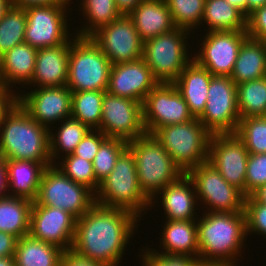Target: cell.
<instances>
[{
  "instance_id": "obj_15",
  "label": "cell",
  "mask_w": 266,
  "mask_h": 266,
  "mask_svg": "<svg viewBox=\"0 0 266 266\" xmlns=\"http://www.w3.org/2000/svg\"><path fill=\"white\" fill-rule=\"evenodd\" d=\"M108 138H117L126 142L143 136L142 103L104 93L102 100L101 125L98 129Z\"/></svg>"
},
{
  "instance_id": "obj_45",
  "label": "cell",
  "mask_w": 266,
  "mask_h": 266,
  "mask_svg": "<svg viewBox=\"0 0 266 266\" xmlns=\"http://www.w3.org/2000/svg\"><path fill=\"white\" fill-rule=\"evenodd\" d=\"M247 35L253 39L266 41V5L256 9L247 17Z\"/></svg>"
},
{
  "instance_id": "obj_31",
  "label": "cell",
  "mask_w": 266,
  "mask_h": 266,
  "mask_svg": "<svg viewBox=\"0 0 266 266\" xmlns=\"http://www.w3.org/2000/svg\"><path fill=\"white\" fill-rule=\"evenodd\" d=\"M203 22L208 32L247 31V17L226 0H205Z\"/></svg>"
},
{
  "instance_id": "obj_55",
  "label": "cell",
  "mask_w": 266,
  "mask_h": 266,
  "mask_svg": "<svg viewBox=\"0 0 266 266\" xmlns=\"http://www.w3.org/2000/svg\"><path fill=\"white\" fill-rule=\"evenodd\" d=\"M11 5V0H0V19L4 16Z\"/></svg>"
},
{
  "instance_id": "obj_51",
  "label": "cell",
  "mask_w": 266,
  "mask_h": 266,
  "mask_svg": "<svg viewBox=\"0 0 266 266\" xmlns=\"http://www.w3.org/2000/svg\"><path fill=\"white\" fill-rule=\"evenodd\" d=\"M0 102H16V94L11 92L0 76Z\"/></svg>"
},
{
  "instance_id": "obj_34",
  "label": "cell",
  "mask_w": 266,
  "mask_h": 266,
  "mask_svg": "<svg viewBox=\"0 0 266 266\" xmlns=\"http://www.w3.org/2000/svg\"><path fill=\"white\" fill-rule=\"evenodd\" d=\"M105 92H72L71 117L86 124L91 130H98L101 125L102 100Z\"/></svg>"
},
{
  "instance_id": "obj_53",
  "label": "cell",
  "mask_w": 266,
  "mask_h": 266,
  "mask_svg": "<svg viewBox=\"0 0 266 266\" xmlns=\"http://www.w3.org/2000/svg\"><path fill=\"white\" fill-rule=\"evenodd\" d=\"M251 196L257 202L266 204V184L262 185L256 191H254Z\"/></svg>"
},
{
  "instance_id": "obj_46",
  "label": "cell",
  "mask_w": 266,
  "mask_h": 266,
  "mask_svg": "<svg viewBox=\"0 0 266 266\" xmlns=\"http://www.w3.org/2000/svg\"><path fill=\"white\" fill-rule=\"evenodd\" d=\"M18 240L13 234L0 231V258L14 257Z\"/></svg>"
},
{
  "instance_id": "obj_52",
  "label": "cell",
  "mask_w": 266,
  "mask_h": 266,
  "mask_svg": "<svg viewBox=\"0 0 266 266\" xmlns=\"http://www.w3.org/2000/svg\"><path fill=\"white\" fill-rule=\"evenodd\" d=\"M266 5V0H247V17L256 9Z\"/></svg>"
},
{
  "instance_id": "obj_19",
  "label": "cell",
  "mask_w": 266,
  "mask_h": 266,
  "mask_svg": "<svg viewBox=\"0 0 266 266\" xmlns=\"http://www.w3.org/2000/svg\"><path fill=\"white\" fill-rule=\"evenodd\" d=\"M76 218L58 208L38 205L33 201L30 213L29 235L37 240L51 243L70 251L72 248Z\"/></svg>"
},
{
  "instance_id": "obj_39",
  "label": "cell",
  "mask_w": 266,
  "mask_h": 266,
  "mask_svg": "<svg viewBox=\"0 0 266 266\" xmlns=\"http://www.w3.org/2000/svg\"><path fill=\"white\" fill-rule=\"evenodd\" d=\"M62 160L61 164L54 165L77 184L86 186L94 194L97 192L100 183L96 180L92 162L73 154L63 157Z\"/></svg>"
},
{
  "instance_id": "obj_10",
  "label": "cell",
  "mask_w": 266,
  "mask_h": 266,
  "mask_svg": "<svg viewBox=\"0 0 266 266\" xmlns=\"http://www.w3.org/2000/svg\"><path fill=\"white\" fill-rule=\"evenodd\" d=\"M191 178L197 200L208 205V212H243L246 196L229 184L208 161L187 172ZM210 210V211H209Z\"/></svg>"
},
{
  "instance_id": "obj_20",
  "label": "cell",
  "mask_w": 266,
  "mask_h": 266,
  "mask_svg": "<svg viewBox=\"0 0 266 266\" xmlns=\"http://www.w3.org/2000/svg\"><path fill=\"white\" fill-rule=\"evenodd\" d=\"M158 83L145 60L140 58L112 65L107 92L143 104L146 96Z\"/></svg>"
},
{
  "instance_id": "obj_54",
  "label": "cell",
  "mask_w": 266,
  "mask_h": 266,
  "mask_svg": "<svg viewBox=\"0 0 266 266\" xmlns=\"http://www.w3.org/2000/svg\"><path fill=\"white\" fill-rule=\"evenodd\" d=\"M229 4L236 7L247 17V0H226Z\"/></svg>"
},
{
  "instance_id": "obj_33",
  "label": "cell",
  "mask_w": 266,
  "mask_h": 266,
  "mask_svg": "<svg viewBox=\"0 0 266 266\" xmlns=\"http://www.w3.org/2000/svg\"><path fill=\"white\" fill-rule=\"evenodd\" d=\"M237 107L240 119L266 116V77L237 85Z\"/></svg>"
},
{
  "instance_id": "obj_7",
  "label": "cell",
  "mask_w": 266,
  "mask_h": 266,
  "mask_svg": "<svg viewBox=\"0 0 266 266\" xmlns=\"http://www.w3.org/2000/svg\"><path fill=\"white\" fill-rule=\"evenodd\" d=\"M75 38V39H74ZM70 41L67 87L71 92L106 91L112 64L90 37Z\"/></svg>"
},
{
  "instance_id": "obj_2",
  "label": "cell",
  "mask_w": 266,
  "mask_h": 266,
  "mask_svg": "<svg viewBox=\"0 0 266 266\" xmlns=\"http://www.w3.org/2000/svg\"><path fill=\"white\" fill-rule=\"evenodd\" d=\"M197 219L198 258L203 266H236L247 237L245 212H204Z\"/></svg>"
},
{
  "instance_id": "obj_40",
  "label": "cell",
  "mask_w": 266,
  "mask_h": 266,
  "mask_svg": "<svg viewBox=\"0 0 266 266\" xmlns=\"http://www.w3.org/2000/svg\"><path fill=\"white\" fill-rule=\"evenodd\" d=\"M127 149V142L117 138H106L93 160L96 180L100 183L113 170L119 156Z\"/></svg>"
},
{
  "instance_id": "obj_42",
  "label": "cell",
  "mask_w": 266,
  "mask_h": 266,
  "mask_svg": "<svg viewBox=\"0 0 266 266\" xmlns=\"http://www.w3.org/2000/svg\"><path fill=\"white\" fill-rule=\"evenodd\" d=\"M264 184H266V153H249L246 168L245 196H250Z\"/></svg>"
},
{
  "instance_id": "obj_17",
  "label": "cell",
  "mask_w": 266,
  "mask_h": 266,
  "mask_svg": "<svg viewBox=\"0 0 266 266\" xmlns=\"http://www.w3.org/2000/svg\"><path fill=\"white\" fill-rule=\"evenodd\" d=\"M248 155L243 141L235 133L212 134L208 162L244 195Z\"/></svg>"
},
{
  "instance_id": "obj_28",
  "label": "cell",
  "mask_w": 266,
  "mask_h": 266,
  "mask_svg": "<svg viewBox=\"0 0 266 266\" xmlns=\"http://www.w3.org/2000/svg\"><path fill=\"white\" fill-rule=\"evenodd\" d=\"M197 220H166L161 233L163 254L189 255L198 258Z\"/></svg>"
},
{
  "instance_id": "obj_48",
  "label": "cell",
  "mask_w": 266,
  "mask_h": 266,
  "mask_svg": "<svg viewBox=\"0 0 266 266\" xmlns=\"http://www.w3.org/2000/svg\"><path fill=\"white\" fill-rule=\"evenodd\" d=\"M70 2V0H11L13 6H18L22 8L38 5H55Z\"/></svg>"
},
{
  "instance_id": "obj_11",
  "label": "cell",
  "mask_w": 266,
  "mask_h": 266,
  "mask_svg": "<svg viewBox=\"0 0 266 266\" xmlns=\"http://www.w3.org/2000/svg\"><path fill=\"white\" fill-rule=\"evenodd\" d=\"M198 120L211 134L236 133L240 120L237 85L230 76L211 78L206 107Z\"/></svg>"
},
{
  "instance_id": "obj_4",
  "label": "cell",
  "mask_w": 266,
  "mask_h": 266,
  "mask_svg": "<svg viewBox=\"0 0 266 266\" xmlns=\"http://www.w3.org/2000/svg\"><path fill=\"white\" fill-rule=\"evenodd\" d=\"M127 148L134 156L138 183L150 205L158 192L184 174L153 134L127 142Z\"/></svg>"
},
{
  "instance_id": "obj_21",
  "label": "cell",
  "mask_w": 266,
  "mask_h": 266,
  "mask_svg": "<svg viewBox=\"0 0 266 266\" xmlns=\"http://www.w3.org/2000/svg\"><path fill=\"white\" fill-rule=\"evenodd\" d=\"M70 41L40 48L36 54L33 78L28 85L59 87L67 85Z\"/></svg>"
},
{
  "instance_id": "obj_44",
  "label": "cell",
  "mask_w": 266,
  "mask_h": 266,
  "mask_svg": "<svg viewBox=\"0 0 266 266\" xmlns=\"http://www.w3.org/2000/svg\"><path fill=\"white\" fill-rule=\"evenodd\" d=\"M106 138L107 136L102 131L91 130L83 137L72 154L93 162L101 143Z\"/></svg>"
},
{
  "instance_id": "obj_32",
  "label": "cell",
  "mask_w": 266,
  "mask_h": 266,
  "mask_svg": "<svg viewBox=\"0 0 266 266\" xmlns=\"http://www.w3.org/2000/svg\"><path fill=\"white\" fill-rule=\"evenodd\" d=\"M62 123L56 135H53L49 129V152L52 164H56V158L60 159L58 155L61 151L66 156L72 154L83 137L91 131L86 124L72 117L64 119Z\"/></svg>"
},
{
  "instance_id": "obj_56",
  "label": "cell",
  "mask_w": 266,
  "mask_h": 266,
  "mask_svg": "<svg viewBox=\"0 0 266 266\" xmlns=\"http://www.w3.org/2000/svg\"><path fill=\"white\" fill-rule=\"evenodd\" d=\"M15 102H0V125L4 114L10 109Z\"/></svg>"
},
{
  "instance_id": "obj_43",
  "label": "cell",
  "mask_w": 266,
  "mask_h": 266,
  "mask_svg": "<svg viewBox=\"0 0 266 266\" xmlns=\"http://www.w3.org/2000/svg\"><path fill=\"white\" fill-rule=\"evenodd\" d=\"M244 212L247 235L257 233L266 236V204L257 202L251 195L246 196Z\"/></svg>"
},
{
  "instance_id": "obj_50",
  "label": "cell",
  "mask_w": 266,
  "mask_h": 266,
  "mask_svg": "<svg viewBox=\"0 0 266 266\" xmlns=\"http://www.w3.org/2000/svg\"><path fill=\"white\" fill-rule=\"evenodd\" d=\"M7 169L3 160H0V198L8 196ZM7 192V193H6Z\"/></svg>"
},
{
  "instance_id": "obj_3",
  "label": "cell",
  "mask_w": 266,
  "mask_h": 266,
  "mask_svg": "<svg viewBox=\"0 0 266 266\" xmlns=\"http://www.w3.org/2000/svg\"><path fill=\"white\" fill-rule=\"evenodd\" d=\"M40 125L16 101L0 125V160H30L52 163L49 129Z\"/></svg>"
},
{
  "instance_id": "obj_8",
  "label": "cell",
  "mask_w": 266,
  "mask_h": 266,
  "mask_svg": "<svg viewBox=\"0 0 266 266\" xmlns=\"http://www.w3.org/2000/svg\"><path fill=\"white\" fill-rule=\"evenodd\" d=\"M189 33L176 27L144 41L143 59L159 83H173L191 61L185 40Z\"/></svg>"
},
{
  "instance_id": "obj_29",
  "label": "cell",
  "mask_w": 266,
  "mask_h": 266,
  "mask_svg": "<svg viewBox=\"0 0 266 266\" xmlns=\"http://www.w3.org/2000/svg\"><path fill=\"white\" fill-rule=\"evenodd\" d=\"M63 253L56 245L26 235L18 240L14 260L16 266H60Z\"/></svg>"
},
{
  "instance_id": "obj_37",
  "label": "cell",
  "mask_w": 266,
  "mask_h": 266,
  "mask_svg": "<svg viewBox=\"0 0 266 266\" xmlns=\"http://www.w3.org/2000/svg\"><path fill=\"white\" fill-rule=\"evenodd\" d=\"M177 28L186 31L196 29L201 24L205 0H165Z\"/></svg>"
},
{
  "instance_id": "obj_35",
  "label": "cell",
  "mask_w": 266,
  "mask_h": 266,
  "mask_svg": "<svg viewBox=\"0 0 266 266\" xmlns=\"http://www.w3.org/2000/svg\"><path fill=\"white\" fill-rule=\"evenodd\" d=\"M83 15L88 21L77 31L76 36L90 37L99 28L108 25L122 16L114 0H81Z\"/></svg>"
},
{
  "instance_id": "obj_47",
  "label": "cell",
  "mask_w": 266,
  "mask_h": 266,
  "mask_svg": "<svg viewBox=\"0 0 266 266\" xmlns=\"http://www.w3.org/2000/svg\"><path fill=\"white\" fill-rule=\"evenodd\" d=\"M60 266H107V265L77 256L74 252L70 250V251H64V253L62 254Z\"/></svg>"
},
{
  "instance_id": "obj_22",
  "label": "cell",
  "mask_w": 266,
  "mask_h": 266,
  "mask_svg": "<svg viewBox=\"0 0 266 266\" xmlns=\"http://www.w3.org/2000/svg\"><path fill=\"white\" fill-rule=\"evenodd\" d=\"M192 185V186H191ZM194 189V190H193ZM156 197L161 198L165 217L167 220H195L194 214L198 204L195 187L187 173L168 184ZM160 195V196H158Z\"/></svg>"
},
{
  "instance_id": "obj_9",
  "label": "cell",
  "mask_w": 266,
  "mask_h": 266,
  "mask_svg": "<svg viewBox=\"0 0 266 266\" xmlns=\"http://www.w3.org/2000/svg\"><path fill=\"white\" fill-rule=\"evenodd\" d=\"M35 202L62 209L78 219L95 204V194L86 186L68 178L52 164L43 172Z\"/></svg>"
},
{
  "instance_id": "obj_25",
  "label": "cell",
  "mask_w": 266,
  "mask_h": 266,
  "mask_svg": "<svg viewBox=\"0 0 266 266\" xmlns=\"http://www.w3.org/2000/svg\"><path fill=\"white\" fill-rule=\"evenodd\" d=\"M3 161L7 169L8 196L21 197L35 201L38 196L43 172L46 167L52 165V163L11 159ZM9 190H13L11 191L13 193Z\"/></svg>"
},
{
  "instance_id": "obj_27",
  "label": "cell",
  "mask_w": 266,
  "mask_h": 266,
  "mask_svg": "<svg viewBox=\"0 0 266 266\" xmlns=\"http://www.w3.org/2000/svg\"><path fill=\"white\" fill-rule=\"evenodd\" d=\"M266 41L247 37L239 50L230 75L236 85L265 77Z\"/></svg>"
},
{
  "instance_id": "obj_38",
  "label": "cell",
  "mask_w": 266,
  "mask_h": 266,
  "mask_svg": "<svg viewBox=\"0 0 266 266\" xmlns=\"http://www.w3.org/2000/svg\"><path fill=\"white\" fill-rule=\"evenodd\" d=\"M235 134L243 141L249 153H266V116L240 119Z\"/></svg>"
},
{
  "instance_id": "obj_6",
  "label": "cell",
  "mask_w": 266,
  "mask_h": 266,
  "mask_svg": "<svg viewBox=\"0 0 266 266\" xmlns=\"http://www.w3.org/2000/svg\"><path fill=\"white\" fill-rule=\"evenodd\" d=\"M153 135L183 173L208 161L212 134L198 118L161 127Z\"/></svg>"
},
{
  "instance_id": "obj_16",
  "label": "cell",
  "mask_w": 266,
  "mask_h": 266,
  "mask_svg": "<svg viewBox=\"0 0 266 266\" xmlns=\"http://www.w3.org/2000/svg\"><path fill=\"white\" fill-rule=\"evenodd\" d=\"M247 31L207 32L194 59L213 76H230ZM196 56V57H195Z\"/></svg>"
},
{
  "instance_id": "obj_13",
  "label": "cell",
  "mask_w": 266,
  "mask_h": 266,
  "mask_svg": "<svg viewBox=\"0 0 266 266\" xmlns=\"http://www.w3.org/2000/svg\"><path fill=\"white\" fill-rule=\"evenodd\" d=\"M143 125L153 134L167 125L185 123L194 119L187 103L173 83H158L146 96L143 104Z\"/></svg>"
},
{
  "instance_id": "obj_57",
  "label": "cell",
  "mask_w": 266,
  "mask_h": 266,
  "mask_svg": "<svg viewBox=\"0 0 266 266\" xmlns=\"http://www.w3.org/2000/svg\"><path fill=\"white\" fill-rule=\"evenodd\" d=\"M0 266H16L14 257L0 258Z\"/></svg>"
},
{
  "instance_id": "obj_1",
  "label": "cell",
  "mask_w": 266,
  "mask_h": 266,
  "mask_svg": "<svg viewBox=\"0 0 266 266\" xmlns=\"http://www.w3.org/2000/svg\"><path fill=\"white\" fill-rule=\"evenodd\" d=\"M139 220L130 211L95 203L76 220L71 251L85 259L118 266Z\"/></svg>"
},
{
  "instance_id": "obj_23",
  "label": "cell",
  "mask_w": 266,
  "mask_h": 266,
  "mask_svg": "<svg viewBox=\"0 0 266 266\" xmlns=\"http://www.w3.org/2000/svg\"><path fill=\"white\" fill-rule=\"evenodd\" d=\"M212 77L207 69L192 59L173 82L194 118H199L205 110Z\"/></svg>"
},
{
  "instance_id": "obj_18",
  "label": "cell",
  "mask_w": 266,
  "mask_h": 266,
  "mask_svg": "<svg viewBox=\"0 0 266 266\" xmlns=\"http://www.w3.org/2000/svg\"><path fill=\"white\" fill-rule=\"evenodd\" d=\"M16 101L40 125L48 128L54 122L71 117L72 92L67 86L38 87L26 93H16Z\"/></svg>"
},
{
  "instance_id": "obj_30",
  "label": "cell",
  "mask_w": 266,
  "mask_h": 266,
  "mask_svg": "<svg viewBox=\"0 0 266 266\" xmlns=\"http://www.w3.org/2000/svg\"><path fill=\"white\" fill-rule=\"evenodd\" d=\"M33 201L21 197L0 198V231L17 238L29 235Z\"/></svg>"
},
{
  "instance_id": "obj_24",
  "label": "cell",
  "mask_w": 266,
  "mask_h": 266,
  "mask_svg": "<svg viewBox=\"0 0 266 266\" xmlns=\"http://www.w3.org/2000/svg\"><path fill=\"white\" fill-rule=\"evenodd\" d=\"M128 16L143 41L176 28L165 0H143Z\"/></svg>"
},
{
  "instance_id": "obj_12",
  "label": "cell",
  "mask_w": 266,
  "mask_h": 266,
  "mask_svg": "<svg viewBox=\"0 0 266 266\" xmlns=\"http://www.w3.org/2000/svg\"><path fill=\"white\" fill-rule=\"evenodd\" d=\"M69 4L26 7L25 43L40 49L59 46L71 40L68 34L69 28L66 25L68 17L65 11Z\"/></svg>"
},
{
  "instance_id": "obj_14",
  "label": "cell",
  "mask_w": 266,
  "mask_h": 266,
  "mask_svg": "<svg viewBox=\"0 0 266 266\" xmlns=\"http://www.w3.org/2000/svg\"><path fill=\"white\" fill-rule=\"evenodd\" d=\"M90 38L112 65L143 58L144 41L128 15L99 28Z\"/></svg>"
},
{
  "instance_id": "obj_36",
  "label": "cell",
  "mask_w": 266,
  "mask_h": 266,
  "mask_svg": "<svg viewBox=\"0 0 266 266\" xmlns=\"http://www.w3.org/2000/svg\"><path fill=\"white\" fill-rule=\"evenodd\" d=\"M26 23L25 8L11 5L0 19V57L25 42Z\"/></svg>"
},
{
  "instance_id": "obj_41",
  "label": "cell",
  "mask_w": 266,
  "mask_h": 266,
  "mask_svg": "<svg viewBox=\"0 0 266 266\" xmlns=\"http://www.w3.org/2000/svg\"><path fill=\"white\" fill-rule=\"evenodd\" d=\"M141 254L143 266H203L199 258L189 255L163 254L155 249H147Z\"/></svg>"
},
{
  "instance_id": "obj_49",
  "label": "cell",
  "mask_w": 266,
  "mask_h": 266,
  "mask_svg": "<svg viewBox=\"0 0 266 266\" xmlns=\"http://www.w3.org/2000/svg\"><path fill=\"white\" fill-rule=\"evenodd\" d=\"M122 15H129L143 0H114Z\"/></svg>"
},
{
  "instance_id": "obj_5",
  "label": "cell",
  "mask_w": 266,
  "mask_h": 266,
  "mask_svg": "<svg viewBox=\"0 0 266 266\" xmlns=\"http://www.w3.org/2000/svg\"><path fill=\"white\" fill-rule=\"evenodd\" d=\"M95 203L104 207L122 208L138 218L149 209L150 200L140 189L135 159L127 148L117 159L110 174L100 182Z\"/></svg>"
},
{
  "instance_id": "obj_26",
  "label": "cell",
  "mask_w": 266,
  "mask_h": 266,
  "mask_svg": "<svg viewBox=\"0 0 266 266\" xmlns=\"http://www.w3.org/2000/svg\"><path fill=\"white\" fill-rule=\"evenodd\" d=\"M38 49L31 47L29 44L21 43L4 53L0 57V76L6 87L11 84L28 85L33 78L35 69L36 54Z\"/></svg>"
}]
</instances>
